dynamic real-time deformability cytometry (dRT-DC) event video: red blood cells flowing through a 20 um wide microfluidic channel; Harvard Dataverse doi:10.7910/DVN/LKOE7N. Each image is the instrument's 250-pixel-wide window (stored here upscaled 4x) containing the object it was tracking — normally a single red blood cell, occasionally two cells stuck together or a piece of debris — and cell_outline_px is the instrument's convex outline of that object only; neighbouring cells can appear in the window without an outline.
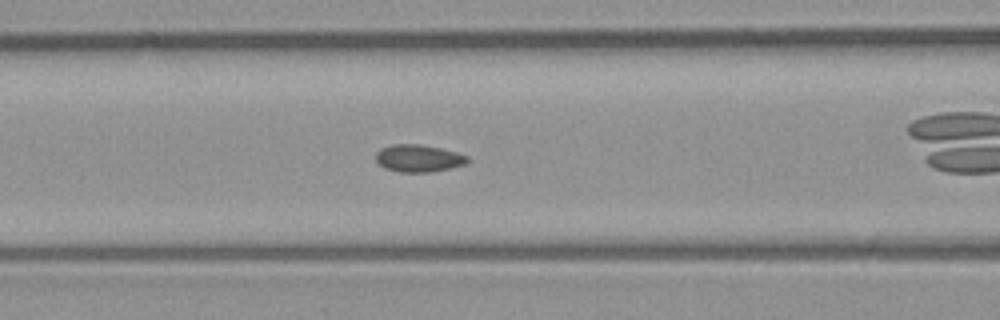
{"species": "common noctule bat (a hibernating species)", "species_latin": "Nyctalus noctula", "temperature_condition": "room temperature", "stored_images_in_passage": 33, "camera_frame_rate_fps": 3000, "um_per_image_px": 0.085, "animal": {"sex": "male", "body_mass_g": 23.1, "forearm_length_mm": 52.7}, "frame": {"image": 1, "passage_image": 7, "time_ms": 2.0, "image_size_px": [1000, 320], "cell_outline_px": [[468, 160], [464, 164], [448, 168], [428, 172], [400, 172], [384, 168], [376, 160], [376, 152], [380, 148], [392, 144], [420, 144], [440, 148], [456, 152], [468, 156]], "centroid_in_image_um": [35.53, 13.44], "position_along_channel_um": 131.1, "area_um2": 14.45}}
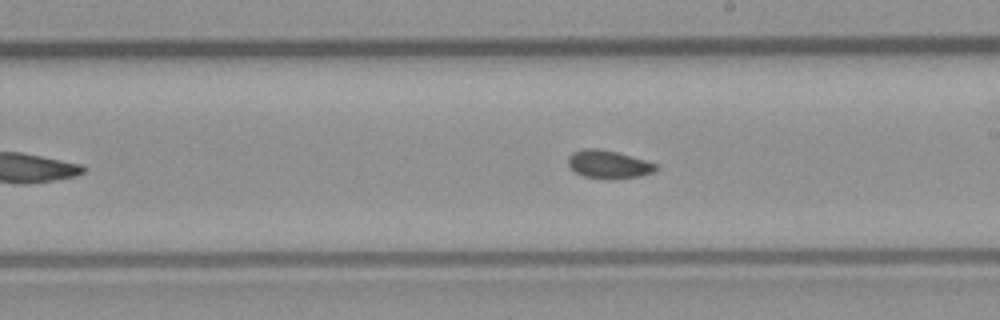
{"frame": {"image": 2, "passage_image": 15, "time_ms": 4.667, "image_size_px": [1000, 320], "cell_outline_px": [[660, 168], [656, 172], [640, 176], [584, 176], [576, 172], [568, 164], [568, 156], [572, 152], [584, 148], [600, 148], [616, 152], [644, 160], [656, 164]], "centroid_in_image_um": [51.73, 13.91], "position_along_channel_um": 237.3, "area_um2": 13.7}}
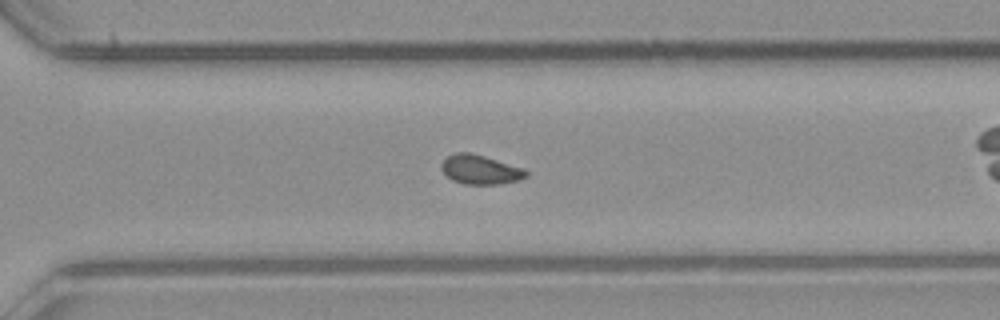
{"frame": {"image": 3, "passage_image": 22, "time_ms": 7.0, "image_size_px": [1000, 320], "cell_outline_px": [[528, 176], [520, 180], [500, 184], [464, 184], [452, 180], [440, 168], [440, 164], [448, 156], [456, 152], [472, 152], [520, 168], [528, 172]], "centroid_in_image_um": [40.79, 14.42], "position_along_channel_um": 329.8, "area_um2": 14.28}}